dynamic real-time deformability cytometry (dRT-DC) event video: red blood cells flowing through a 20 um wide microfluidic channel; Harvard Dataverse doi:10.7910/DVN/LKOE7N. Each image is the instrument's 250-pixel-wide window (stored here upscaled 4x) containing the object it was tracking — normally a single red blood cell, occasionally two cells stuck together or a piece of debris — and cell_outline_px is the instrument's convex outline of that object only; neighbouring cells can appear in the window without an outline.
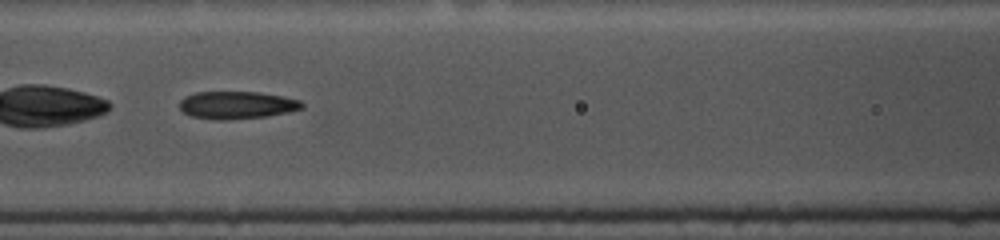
{"species": "common noctule bat (a hibernating species)", "species_latin": "Nyctalus noctula", "temperature_condition": "cold", "stored_images_in_passage": 52, "camera_frame_rate_fps": 3000, "um_per_image_px": 0.085, "animal": {"sex": "female", "body_mass_g": 10.0, "forearm_length_mm": 53.1}, "frame": {"image": 1, "passage_image": 21, "time_ms": 6.667, "image_size_px": [1000, 240], "cell_outline_px": [[304, 108], [288, 112], [268, 116], [228, 120], [216, 120], [192, 116], [184, 112], [180, 108], [180, 100], [184, 96], [196, 92], [256, 92], [284, 96], [300, 100], [304, 104]], "centroid_in_image_um": [20.15, 8.93], "position_along_channel_um": 146.5, "area_um2": 19.77}}
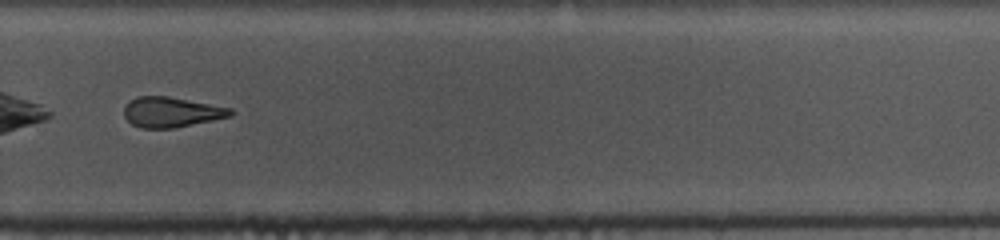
{"frame": {"image": 2, "passage_image": 35, "time_ms": 11.333, "image_size_px": [1000, 240], "cell_outline_px": [[236, 112], [232, 116], [172, 128], [140, 128], [132, 124], [124, 116], [124, 108], [136, 96], [168, 96], [232, 108]], "centroid_in_image_um": [14.59, 9.53], "position_along_channel_um": 315.2, "area_um2": 18.61}, "authors_computed_cell_mechanics": {"area_um2": 21.0103, "velocity_mm_per_s": 3.6301, "shape_relaxation_time_tau1_ms": 7.5683, "shape_relaxation_time_tau2_ms": 3.7148, "deformation_change_tau1": 0.1836, "deformation_change_tau2": 0.1281}}